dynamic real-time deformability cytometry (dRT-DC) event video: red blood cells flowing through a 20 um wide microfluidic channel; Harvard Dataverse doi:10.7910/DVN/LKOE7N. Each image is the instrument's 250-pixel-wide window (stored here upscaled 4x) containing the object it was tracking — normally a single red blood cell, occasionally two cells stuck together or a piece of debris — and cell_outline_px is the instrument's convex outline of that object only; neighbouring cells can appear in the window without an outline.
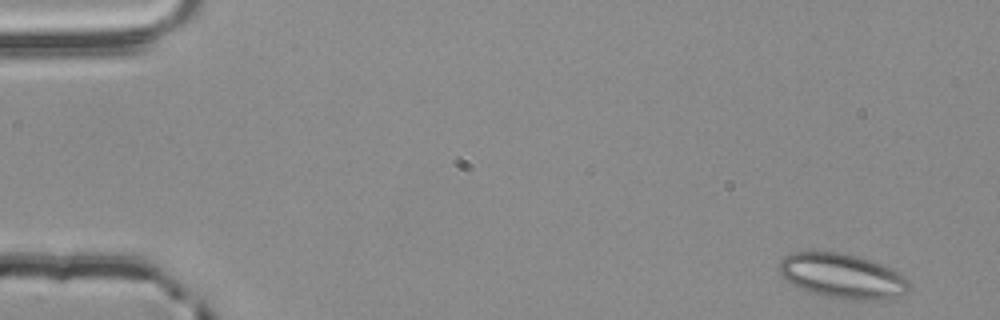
{"species": "common noctule bat (a hibernating species)", "species_latin": "Nyctalus noctula", "temperature_condition": "room temperature", "stored_images_in_passage": 2, "segment_of_instrument_passage": [2, 2], "camera_frame_rate_fps": 3000, "um_per_image_px": 0.085, "animal": {"sex": "male", "body_mass_g": 20.4}, "frame": {"image": 1, "passage_image": 2, "time_ms": 0.333, "image_size_px": [1000, 320], "cell_outline_px": [[912, 288], [900, 296], [888, 300], [860, 300], [828, 296], [812, 292], [800, 288], [792, 284], [780, 276], [780, 260], [784, 256], [792, 252], [840, 252], [860, 256], [880, 264], [904, 276], [912, 284]], "centroid_in_image_um": [71.63, 23.46], "position_along_channel_um": 13.4, "area_um2": 33.87}}